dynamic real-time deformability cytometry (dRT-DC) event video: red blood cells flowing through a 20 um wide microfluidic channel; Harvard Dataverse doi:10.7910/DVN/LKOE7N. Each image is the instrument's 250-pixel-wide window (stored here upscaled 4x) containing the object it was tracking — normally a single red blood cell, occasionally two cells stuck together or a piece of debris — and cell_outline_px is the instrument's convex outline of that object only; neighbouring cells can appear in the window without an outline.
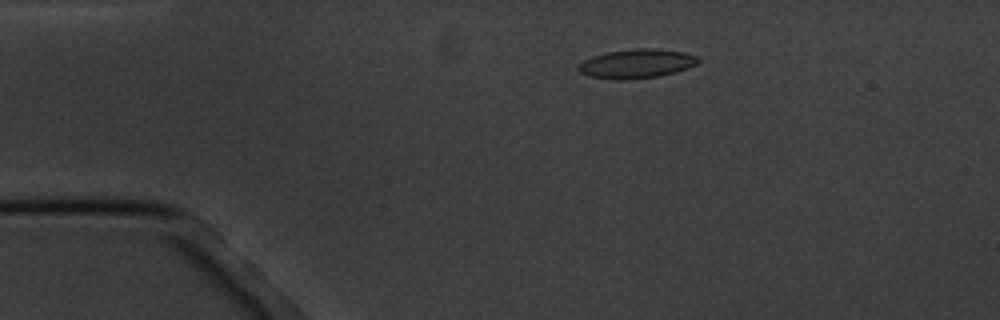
{"species": "common noctule bat (a hibernating species)", "species_latin": "Nyctalus noctula", "temperature_condition": "cold", "stored_images_in_passage": 5, "camera_frame_rate_fps": 3000, "um_per_image_px": 0.085, "animal": {"sex": "male", "body_mass_g": 20.1, "forearm_length_mm": 53.5}, "frame": {"image": 1, "passage_image": 3, "time_ms": 2.333, "image_size_px": [1000, 320], "cell_outline_px": [[700, 60], [696, 64], [688, 68], [676, 72], [660, 76], [588, 76], [580, 72], [576, 68], [584, 60], [592, 56], [604, 52], [636, 48], [656, 48], [684, 52], [696, 56]], "centroid_in_image_um": [54.17, 5.34], "position_along_channel_um": 30.8, "area_um2": 19.36}}